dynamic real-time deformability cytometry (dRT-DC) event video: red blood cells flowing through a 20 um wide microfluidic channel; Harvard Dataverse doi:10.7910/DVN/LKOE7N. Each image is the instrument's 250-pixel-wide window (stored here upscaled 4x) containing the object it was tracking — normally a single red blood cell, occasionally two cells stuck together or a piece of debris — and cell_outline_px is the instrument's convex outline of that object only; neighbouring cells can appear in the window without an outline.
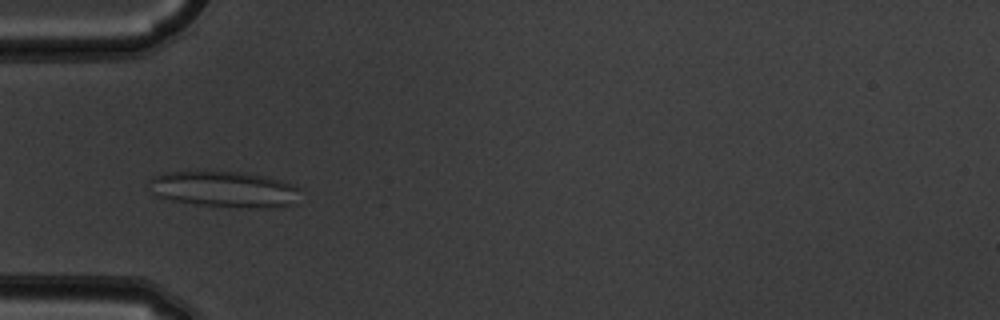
{"species": "common noctule bat (a hibernating species)", "species_latin": "Nyctalus noctula", "temperature_condition": "warm", "stored_images_in_passage": 54, "camera_frame_rate_fps": 3000, "um_per_image_px": 0.085, "animal": {"sex": "male", "body_mass_g": 19.5, "forearm_length_mm": 54.6}, "frame": {"image": 1, "passage_image": 18, "time_ms": 5.667, "image_size_px": [1000, 320], "cell_outline_px": [[304, 188], [300, 204], [264, 208], [248, 208], [196, 204], [156, 196], [152, 192], [148, 180], [152, 176], [168, 172], [244, 172], [264, 176], [296, 184]], "centroid_in_image_um": [19.23, 16.1], "position_along_channel_um": 65.8, "area_um2": 32.25}}
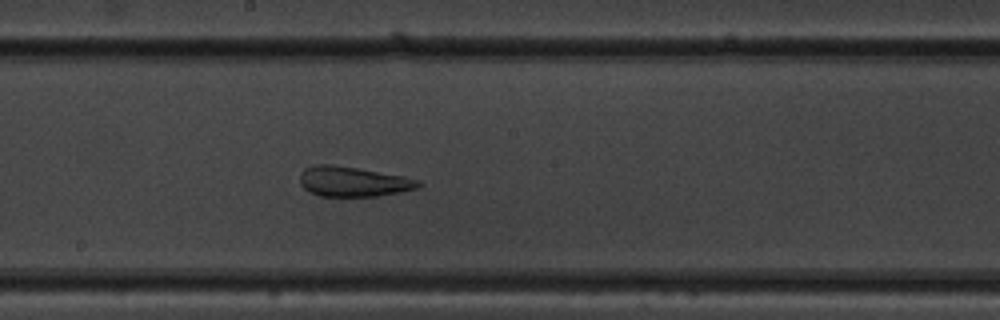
{"frame": {"image": 2, "passage_image": 30, "time_ms": 9.667, "image_size_px": [1000, 320], "cell_outline_px": [[424, 184], [416, 188], [400, 192], [376, 196], [320, 196], [308, 192], [300, 184], [300, 176], [304, 168], [316, 164], [332, 164], [404, 176], [420, 180]], "centroid_in_image_um": [30.01, 15.43], "position_along_channel_um": 218.2, "area_um2": 20.75}}
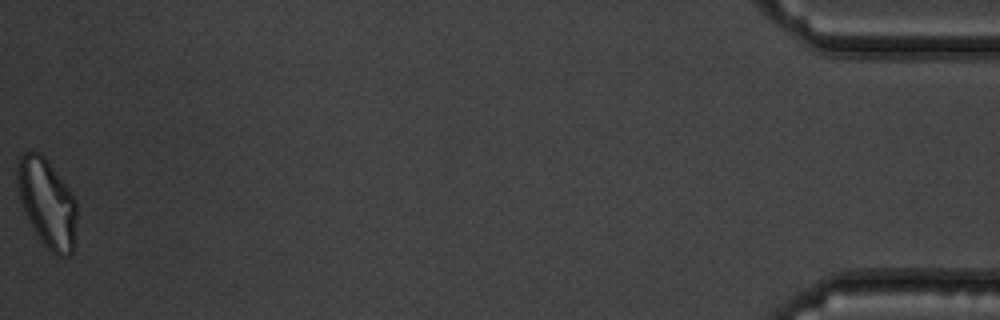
{"frame": {"image": 3, "passage_image": 54, "time_ms": 17.667, "image_size_px": [1000, 320], "cell_outline_px": [[76, 220], [72, 252], [68, 256], [56, 256], [40, 240], [20, 200], [16, 176], [16, 172], [20, 156], [24, 152], [40, 152], [48, 160], [68, 188], [76, 200]], "centroid_in_image_um": [4.01, 17.23], "position_along_channel_um": 431.2, "area_um2": 30.11}, "authors_computed_cell_mechanics": {"area_um2": 28.1197, "velocity_mm_per_s": 3.8244, "shape_relaxation_time_tau1_ms": null, "shape_relaxation_time_tau2_ms": 1.6034, "deformation_change_tau1": null, "deformation_change_tau2": 0.1118}}